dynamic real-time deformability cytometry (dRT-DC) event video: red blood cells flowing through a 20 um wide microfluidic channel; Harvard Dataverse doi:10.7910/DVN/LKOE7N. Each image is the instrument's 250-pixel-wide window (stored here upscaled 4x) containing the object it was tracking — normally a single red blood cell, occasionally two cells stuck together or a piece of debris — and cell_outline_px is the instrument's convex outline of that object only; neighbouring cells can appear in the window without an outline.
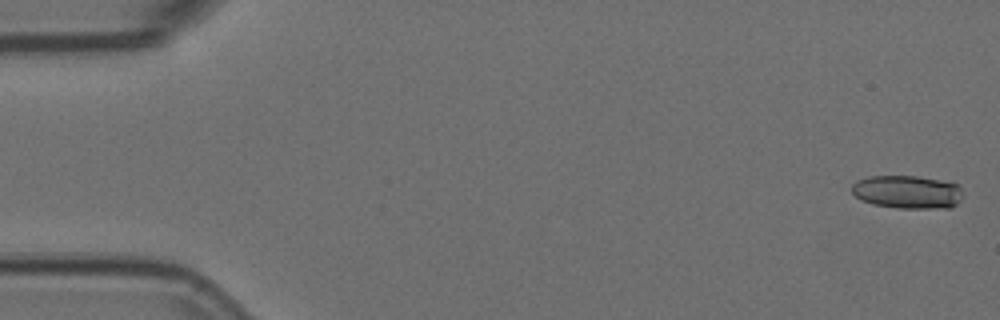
{"species": "Egyptian fruit bat (a non-hibernating species)", "species_latin": "Rousettus aegyptiacus", "temperature_condition": "room temperature", "stored_images_in_passage": 6, "segment_of_instrument_passage": [2, 2], "camera_frame_rate_fps": 3000, "um_per_image_px": 0.085, "animal": {"sex": "female"}, "frame": {"image": 1, "passage_image": 6, "time_ms": 1.667, "image_size_px": [1000, 320], "cell_outline_px": [[964, 196], [956, 204], [948, 208], [896, 208], [872, 204], [860, 200], [852, 192], [852, 184], [856, 180], [868, 176], [916, 176], [940, 180], [956, 184], [960, 188]], "centroid_in_image_um": [77.1, 16.32], "position_along_channel_um": 7.9, "area_um2": 21.62}}